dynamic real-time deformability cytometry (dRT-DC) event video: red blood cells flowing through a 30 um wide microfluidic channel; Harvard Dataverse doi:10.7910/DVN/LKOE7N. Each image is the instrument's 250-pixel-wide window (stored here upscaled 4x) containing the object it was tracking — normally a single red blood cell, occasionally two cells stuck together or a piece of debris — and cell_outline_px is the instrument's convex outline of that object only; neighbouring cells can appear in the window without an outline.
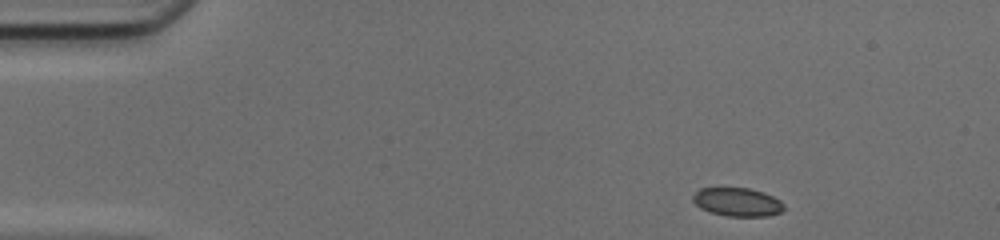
{"species": "common noctule bat (a hibernating species)", "species_latin": "Nyctalus noctula", "temperature_condition": "cold", "stored_images_in_passage": 44, "camera_frame_rate_fps": 3000, "um_per_image_px": 0.085, "animal": {"sex": "female", "body_mass_g": 17.0, "forearm_length_mm": 48.0}, "frame": {"image": 1, "passage_image": 1, "time_ms": 0.0, "image_size_px": [1000, 240], "cell_outline_px": [[784, 208], [780, 212], [768, 216], [728, 216], [712, 212], [700, 208], [692, 200], [692, 196], [700, 188], [748, 188], [764, 192], [780, 200], [784, 204]], "centroid_in_image_um": [62.68, 17.17], "position_along_channel_um": 22.3, "area_um2": 15.03}}
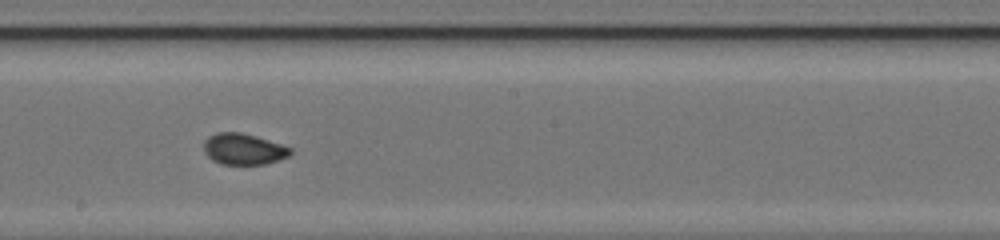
{"frame": {"image": 2, "passage_image": 22, "time_ms": 7.0, "image_size_px": [1000, 240], "cell_outline_px": [[292, 152], [288, 156], [264, 164], [220, 164], [212, 160], [208, 156], [204, 148], [204, 140], [208, 136], [220, 132], [240, 132], [256, 136], [292, 148]], "centroid_in_image_um": [20.68, 12.66], "position_along_channel_um": 227.5, "area_um2": 15.55}}
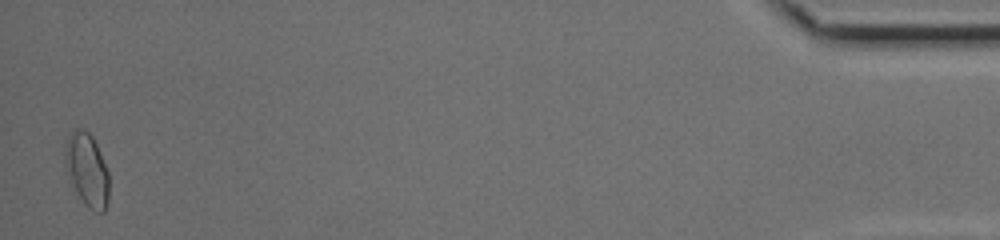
{"frame": {"image": 3, "passage_image": 43, "time_ms": 14.0, "image_size_px": [1000, 240], "cell_outline_px": [[108, 200], [104, 212], [92, 212], [84, 204], [72, 184], [64, 164], [68, 136], [76, 128], [80, 128], [88, 132], [92, 136], [96, 144], [108, 172]], "centroid_in_image_um": [7.4, 14.47], "position_along_channel_um": 427.8, "area_um2": 18.44}}